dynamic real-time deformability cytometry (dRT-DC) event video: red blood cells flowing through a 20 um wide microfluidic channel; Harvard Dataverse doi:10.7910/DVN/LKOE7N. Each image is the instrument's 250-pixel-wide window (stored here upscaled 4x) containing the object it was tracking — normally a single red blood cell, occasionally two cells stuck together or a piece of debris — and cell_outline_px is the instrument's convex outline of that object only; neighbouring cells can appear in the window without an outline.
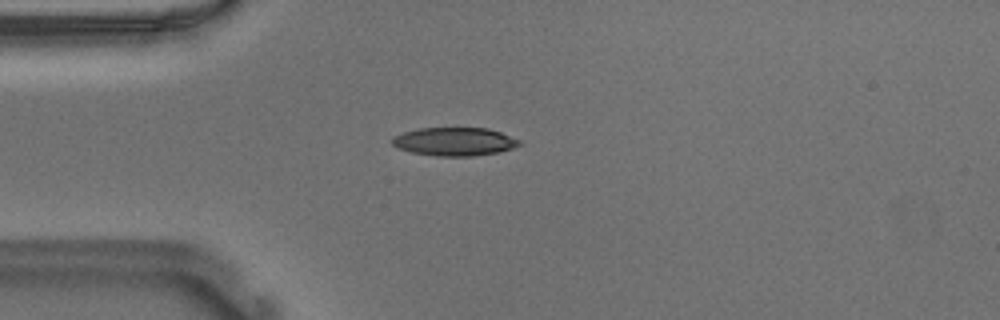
{"species": "Egyptian fruit bat (a non-hibernating species)", "species_latin": "Rousettus aegyptiacus", "temperature_condition": "warm", "stored_images_in_passage": 41, "camera_frame_rate_fps": 3000, "um_per_image_px": 0.085, "animal": {"sex": "male"}, "frame": {"image": 1, "passage_image": 1, "time_ms": 0.0, "image_size_px": [1000, 320], "cell_outline_px": [[520, 144], [512, 148], [500, 152], [472, 156], [436, 156], [412, 152], [400, 148], [392, 144], [392, 136], [404, 132], [420, 128], [488, 128], [500, 132], [520, 140]], "centroid_in_image_um": [38.63, 12.03], "position_along_channel_um": 46.4, "area_um2": 20.87}}
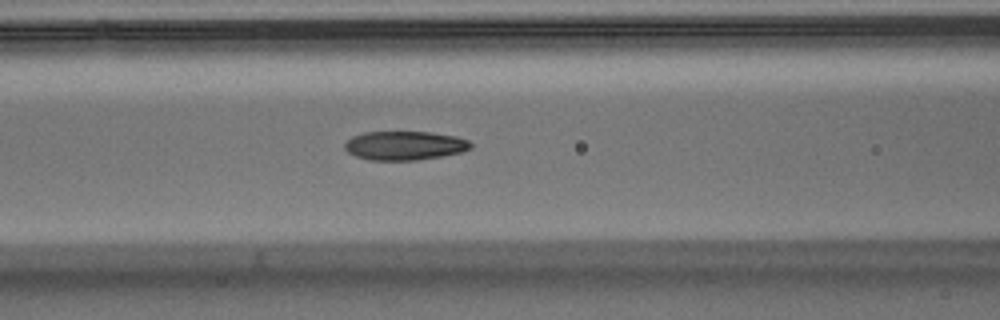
{"frame": {"image": 2, "passage_image": 9, "time_ms": 2.667, "image_size_px": [1000, 320], "cell_outline_px": [[472, 148], [460, 152], [440, 156], [416, 160], [368, 160], [356, 156], [348, 152], [344, 148], [344, 144], [352, 136], [364, 132], [432, 132], [456, 136], [468, 140], [472, 144]], "centroid_in_image_um": [34.38, 12.37], "position_along_channel_um": 132.2, "area_um2": 21.21}}
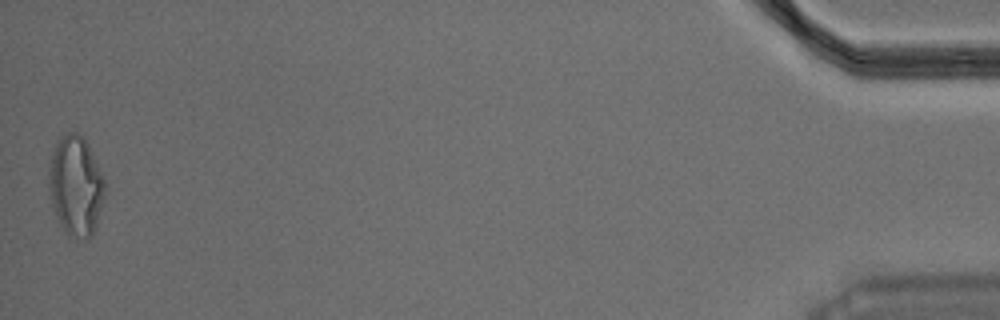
{"frame": {"image": 3, "passage_image": 41, "time_ms": 13.333, "image_size_px": [1000, 320], "cell_outline_px": [[104, 196], [96, 228], [92, 236], [88, 240], [84, 240], [68, 236], [60, 224], [56, 216], [52, 204], [48, 188], [48, 164], [56, 140], [68, 132], [76, 132], [84, 136], [88, 144], [104, 180]], "centroid_in_image_um": [6.41, 15.8], "position_along_channel_um": 428.8, "area_um2": 32.95}, "authors_computed_cell_mechanics": {"area_um2": 22.253, "velocity_mm_per_s": 3.679, "shape_relaxation_time_tau1_ms": 8.1773, "shape_relaxation_time_tau2_ms": 2.1007, "deformation_change_tau1": 0.2314, "deformation_change_tau2": 0.0849}}